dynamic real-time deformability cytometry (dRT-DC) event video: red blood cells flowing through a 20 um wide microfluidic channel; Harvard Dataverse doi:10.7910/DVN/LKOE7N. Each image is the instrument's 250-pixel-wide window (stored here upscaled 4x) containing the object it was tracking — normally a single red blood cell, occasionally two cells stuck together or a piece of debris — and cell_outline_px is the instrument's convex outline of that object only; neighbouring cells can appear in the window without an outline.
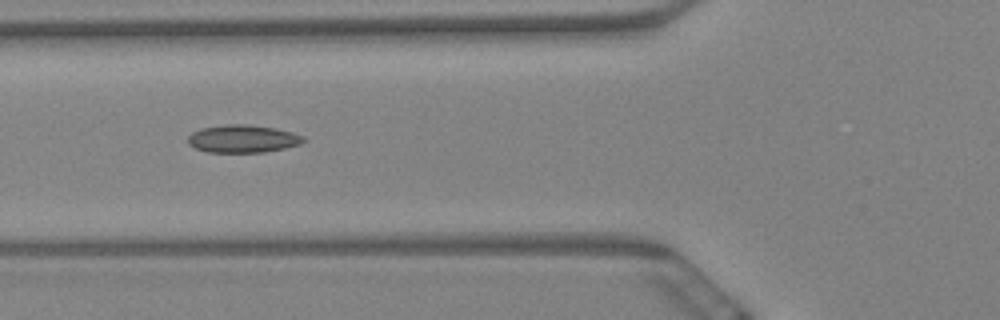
{"species": "Egyptian fruit bat (a non-hibernating species)", "species_latin": "Rousettus aegyptiacus", "temperature_condition": "warm", "stored_images_in_passage": 10, "camera_frame_rate_fps": 3000, "um_per_image_px": 0.085, "animal": {"sex": "female"}, "frame": {"image": 1, "passage_image": 6, "time_ms": 1.667, "image_size_px": [1000, 320], "cell_outline_px": [[304, 140], [300, 144], [284, 148], [264, 152], [208, 152], [196, 148], [188, 144], [188, 136], [192, 132], [200, 128], [228, 124], [248, 124], [276, 128], [292, 132], [304, 136]], "centroid_in_image_um": [20.62, 11.79], "position_along_channel_um": 105.2, "area_um2": 18.67}}
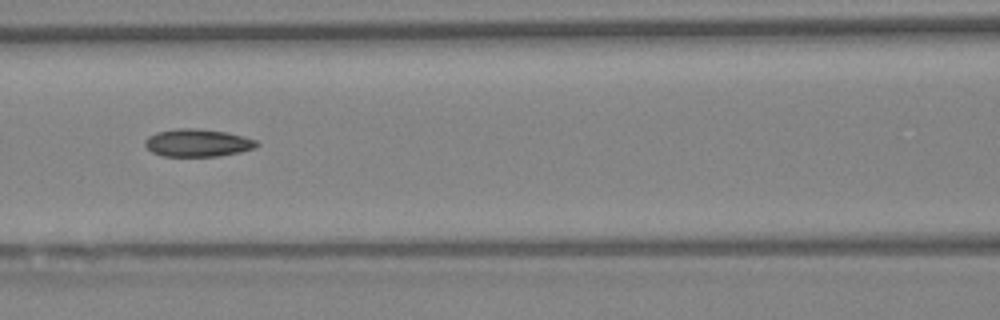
{"frame": {"image": 2, "passage_image": 7, "time_ms": 2.0, "image_size_px": [1000, 320], "cell_outline_px": [[260, 144], [256, 148], [240, 152], [220, 156], [160, 156], [152, 152], [144, 144], [144, 140], [148, 136], [156, 132], [176, 128], [196, 128], [228, 132], [244, 136], [256, 140]], "centroid_in_image_um": [16.81, 12.14], "position_along_channel_um": 149.8, "area_um2": 18.26}}